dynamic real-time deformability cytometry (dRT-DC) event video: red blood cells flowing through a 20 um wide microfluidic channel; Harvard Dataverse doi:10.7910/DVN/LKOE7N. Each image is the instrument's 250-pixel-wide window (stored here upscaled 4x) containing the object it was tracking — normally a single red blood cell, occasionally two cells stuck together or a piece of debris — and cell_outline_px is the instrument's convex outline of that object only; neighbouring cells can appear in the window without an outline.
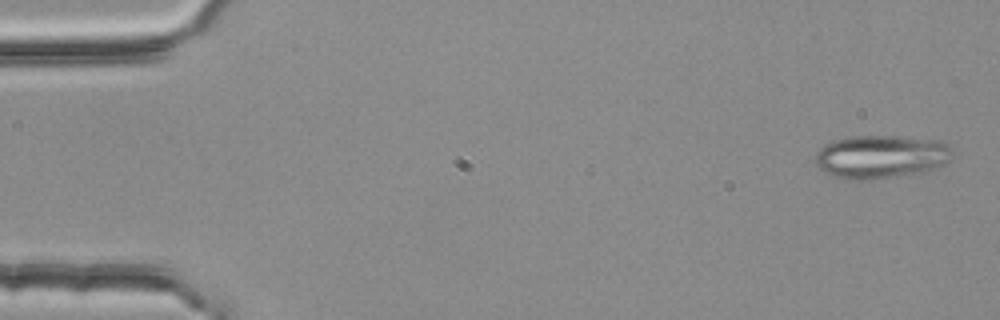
{"species": "common noctule bat (a hibernating species)", "species_latin": "Nyctalus noctula", "temperature_condition": "room temperature", "stored_images_in_passage": 4, "camera_frame_rate_fps": 3000, "um_per_image_px": 0.085, "animal": {"sex": "female", "body_mass_g": 25.1}, "frame": {"image": 1, "passage_image": 1, "time_ms": 0.0, "image_size_px": [1000, 320], "cell_outline_px": [[952, 156], [944, 164], [920, 172], [868, 180], [848, 180], [824, 172], [816, 164], [816, 152], [824, 144], [832, 140], [852, 136], [892, 136], [936, 140], [948, 144], [952, 148]], "centroid_in_image_um": [74.84, 13.31], "position_along_channel_um": 10.2, "area_um2": 34.33}}